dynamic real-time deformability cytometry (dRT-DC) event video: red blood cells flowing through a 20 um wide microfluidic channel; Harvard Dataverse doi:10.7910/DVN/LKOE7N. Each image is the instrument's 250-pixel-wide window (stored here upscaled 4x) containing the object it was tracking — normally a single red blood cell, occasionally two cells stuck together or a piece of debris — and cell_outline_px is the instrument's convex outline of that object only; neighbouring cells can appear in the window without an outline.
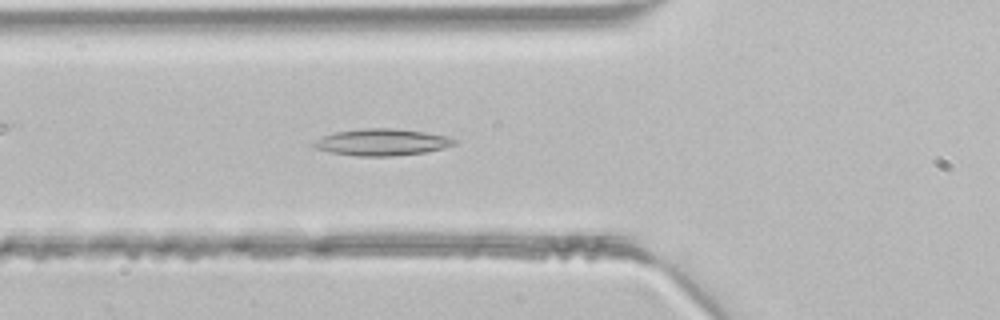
{"species": "common noctule bat (a hibernating species)", "species_latin": "Nyctalus noctula", "temperature_condition": "room temperature", "stored_images_in_passage": 44, "camera_frame_rate_fps": 3000, "um_per_image_px": 0.085, "animal": {"sex": "male", "body_mass_g": 21.5, "forearm_length_mm": 52.0}, "frame": {"image": 1, "passage_image": 15, "time_ms": 4.667, "image_size_px": [1000, 320], "cell_outline_px": [[460, 140], [456, 144], [444, 148], [424, 152], [392, 156], [360, 156], [332, 152], [312, 148], [308, 144], [312, 140], [336, 132], [364, 128], [396, 128], [424, 132], [444, 136]], "centroid_in_image_um": [32.42, 12.08], "position_along_channel_um": 93.4, "area_um2": 21.96}}
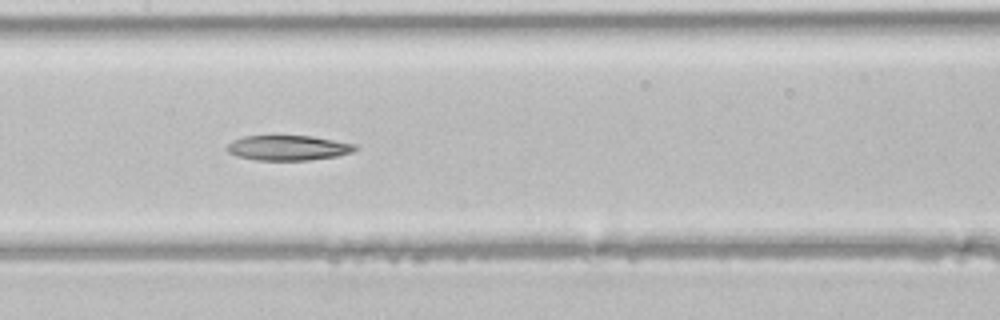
{"frame": {"image": 2, "passage_image": 21, "time_ms": 6.667, "image_size_px": [1000, 320], "cell_outline_px": [[356, 148], [352, 152], [336, 156], [308, 160], [256, 160], [240, 156], [228, 152], [224, 148], [232, 140], [244, 136], [312, 136], [356, 144]], "centroid_in_image_um": [24.47, 12.56], "position_along_channel_um": 182.9, "area_um2": 18.55}}
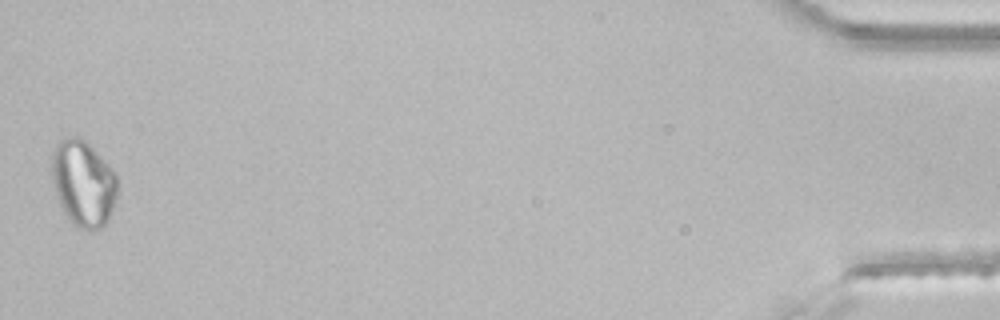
{"frame": {"image": 3, "passage_image": 44, "time_ms": 14.333, "image_size_px": [1000, 320], "cell_outline_px": [[120, 188], [116, 200], [108, 220], [100, 228], [92, 232], [88, 232], [80, 228], [64, 212], [60, 204], [56, 192], [52, 176], [52, 152], [56, 144], [64, 136], [80, 136], [112, 168], [120, 184]], "centroid_in_image_um": [7.11, 15.57], "position_along_channel_um": 428.1, "area_um2": 33.06}}